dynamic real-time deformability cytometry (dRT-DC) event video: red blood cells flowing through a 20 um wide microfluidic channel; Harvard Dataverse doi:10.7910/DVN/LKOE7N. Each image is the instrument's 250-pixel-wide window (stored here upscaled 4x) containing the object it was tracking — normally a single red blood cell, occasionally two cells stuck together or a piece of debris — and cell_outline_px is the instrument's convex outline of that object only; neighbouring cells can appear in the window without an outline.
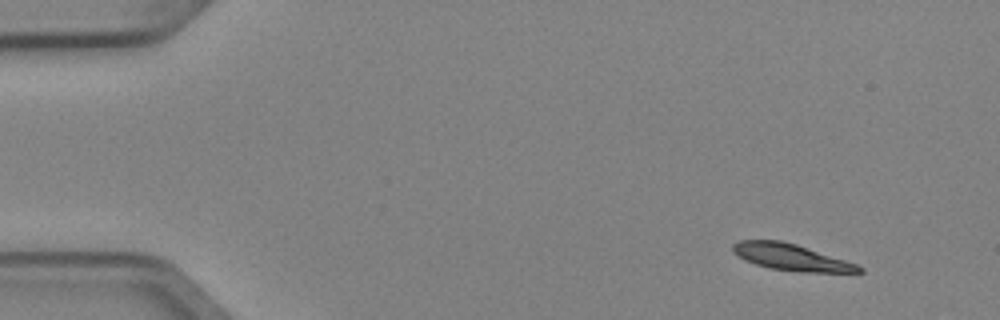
{"species": "Egyptian fruit bat (a non-hibernating species)", "species_latin": "Rousettus aegyptiacus", "temperature_condition": "cold", "stored_images_in_passage": 3, "camera_frame_rate_fps": 3000, "um_per_image_px": 0.085, "animal": {"sex": "female"}, "frame": {"image": 1, "passage_image": 1, "time_ms": 0.0, "image_size_px": [1000, 320], "cell_outline_px": [[864, 272], [804, 272], [772, 268], [756, 264], [744, 260], [732, 252], [732, 244], [740, 240], [780, 240], [796, 244], [856, 264], [864, 268]], "centroid_in_image_um": [67.21, 21.85], "position_along_channel_um": 17.8, "area_um2": 19.19}}
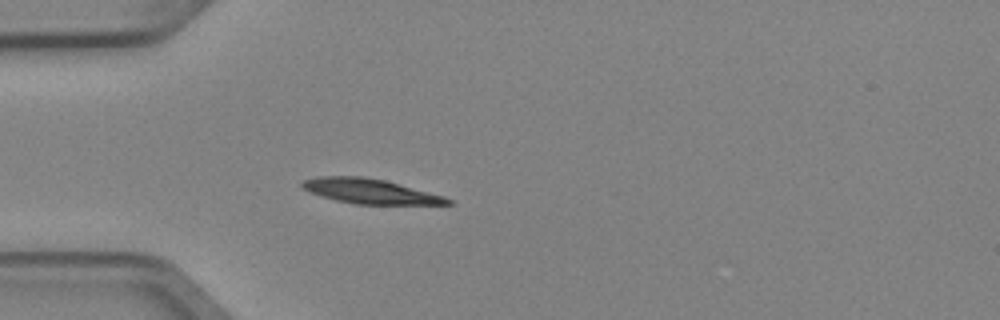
{"frame": {"image": 2, "passage_image": 3, "time_ms": 0.667, "image_size_px": [1000, 320], "cell_outline_px": [[452, 204], [356, 204], [336, 200], [320, 196], [300, 188], [300, 184], [304, 180], [320, 176], [364, 176], [384, 180], [444, 196], [452, 200]], "centroid_in_image_um": [31.4, 16.25], "position_along_channel_um": 53.6, "area_um2": 20.87}}